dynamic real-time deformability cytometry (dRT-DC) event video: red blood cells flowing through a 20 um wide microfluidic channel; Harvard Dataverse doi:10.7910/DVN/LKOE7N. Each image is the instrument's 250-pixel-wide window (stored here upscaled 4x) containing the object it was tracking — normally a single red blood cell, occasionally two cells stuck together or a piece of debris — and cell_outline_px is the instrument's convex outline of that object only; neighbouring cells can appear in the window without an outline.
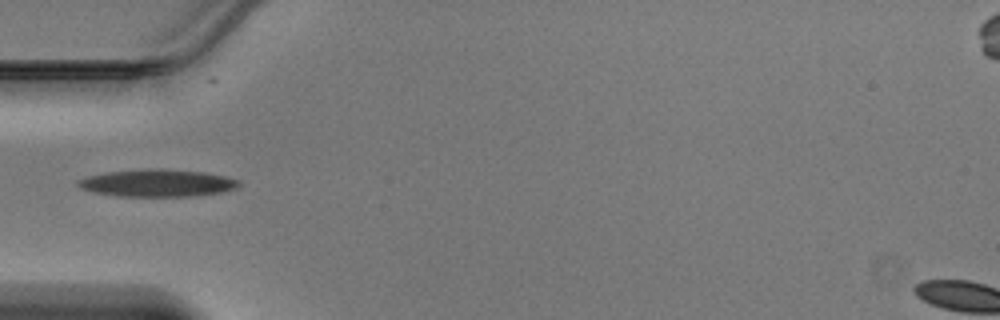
{"species": "Egyptian fruit bat (a non-hibernating species)", "species_latin": "Rousettus aegyptiacus", "temperature_condition": "warm", "stored_images_in_passage": 18, "camera_frame_rate_fps": 3000, "um_per_image_px": 0.085, "animal": {"sex": "male"}, "frame": {"image": 1, "passage_image": 1, "time_ms": 0.0, "image_size_px": [1000, 320], "cell_outline_px": [[240, 184], [236, 188], [224, 192], [188, 196], [120, 196], [92, 192], [80, 188], [76, 184], [76, 180], [88, 176], [108, 172], [148, 168], [164, 168], [204, 172], [224, 176], [240, 180]], "centroid_in_image_um": [13.37, 15.55], "position_along_channel_um": 71.6, "area_um2": 25.72}}
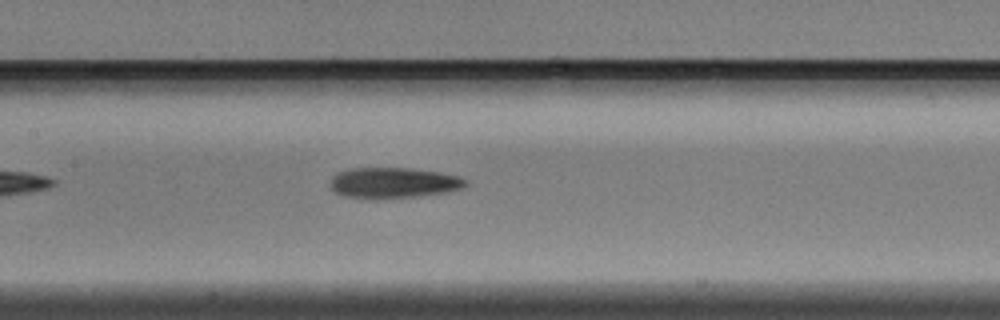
{"frame": {"image": 2, "passage_image": 8, "time_ms": 2.333, "image_size_px": [1000, 320], "cell_outline_px": [[468, 184], [460, 188], [448, 192], [412, 196], [344, 196], [336, 192], [332, 188], [332, 176], [340, 172], [352, 168], [408, 168], [440, 172], [456, 176], [468, 180]], "centroid_in_image_um": [33.5, 15.49], "position_along_channel_um": 173.9, "area_um2": 23.06}}
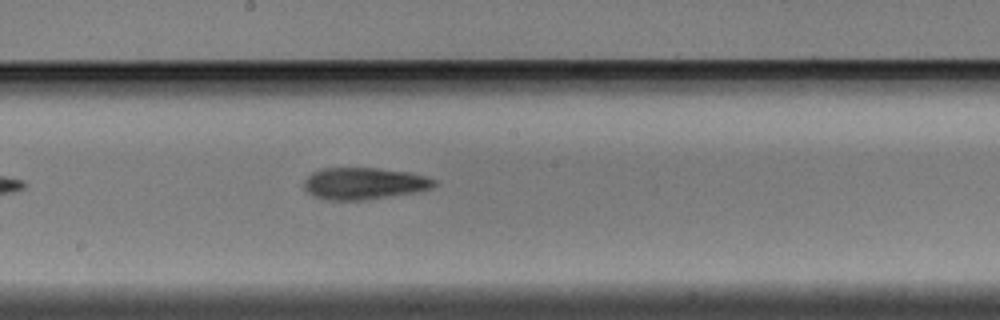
{"frame": {"image": 3, "passage_image": 11, "time_ms": 3.333, "image_size_px": [1000, 320], "cell_outline_px": [[436, 184], [432, 188], [416, 192], [364, 200], [324, 200], [312, 196], [304, 188], [304, 180], [312, 172], [320, 168], [376, 168], [408, 172], [428, 176], [436, 180]], "centroid_in_image_um": [30.93, 15.6], "position_along_channel_um": 217.3, "area_um2": 24.33}}